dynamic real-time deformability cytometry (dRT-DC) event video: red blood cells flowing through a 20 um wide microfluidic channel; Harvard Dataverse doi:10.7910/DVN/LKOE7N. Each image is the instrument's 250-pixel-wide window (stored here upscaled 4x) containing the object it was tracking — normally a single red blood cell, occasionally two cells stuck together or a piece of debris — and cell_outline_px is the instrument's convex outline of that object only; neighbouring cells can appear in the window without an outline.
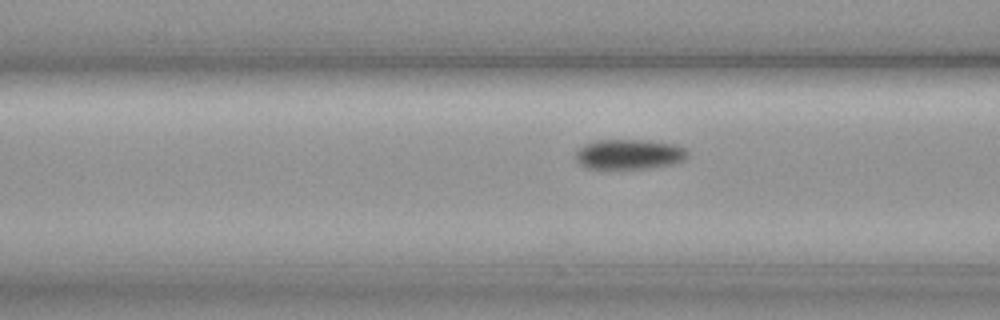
{"species": "common noctule bat (a hibernating species)", "species_latin": "Nyctalus noctula", "temperature_condition": "cold", "stored_images_in_passage": 27, "camera_frame_rate_fps": 3000, "um_per_image_px": 0.085, "animal": {"sex": "female", "body_mass_g": 19.3, "forearm_length_mm": 54.1}, "frame": {"image": 1, "passage_image": 4, "time_ms": 1.0, "image_size_px": [1000, 320], "cell_outline_px": [[688, 156], [684, 160], [672, 164], [648, 168], [588, 168], [580, 164], [576, 160], [576, 152], [584, 144], [596, 140], [644, 140], [676, 144], [684, 148], [688, 152]], "centroid_in_image_um": [53.49, 13.1], "position_along_channel_um": 113.1, "area_um2": 19.48}}
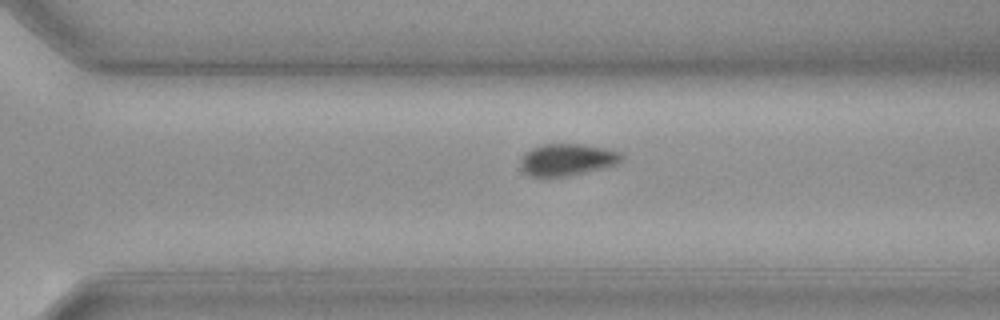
{"frame": {"image": 2, "passage_image": 21, "time_ms": 6.667, "image_size_px": [1000, 320], "cell_outline_px": [[624, 160], [616, 164], [568, 176], [544, 180], [532, 176], [524, 172], [520, 164], [520, 160], [524, 152], [532, 148], [544, 144], [584, 144], [608, 148], [620, 152], [624, 156]], "centroid_in_image_um": [48.18, 13.59], "position_along_channel_um": 322.4, "area_um2": 19.31}}
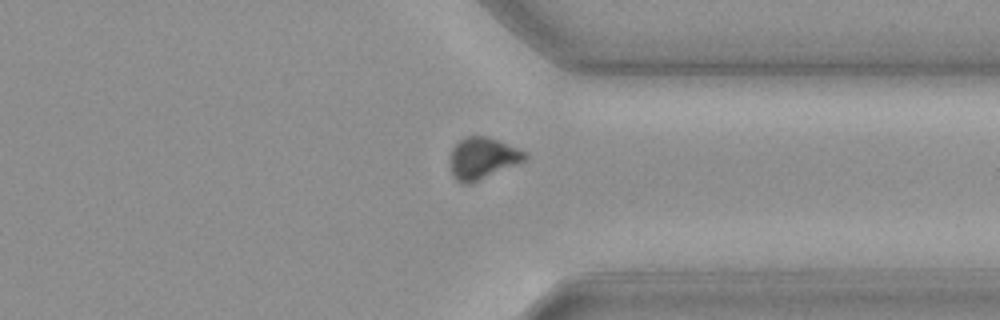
{"frame": {"image": 3, "passage_image": 25, "time_ms": 8.0, "image_size_px": [1000, 320], "cell_outline_px": [[528, 156], [524, 160], [468, 184], [460, 184], [452, 176], [452, 148], [464, 136], [488, 136], [500, 140], [528, 152]], "centroid_in_image_um": [41.02, 13.41], "position_along_channel_um": 370.4, "area_um2": 17.8}}